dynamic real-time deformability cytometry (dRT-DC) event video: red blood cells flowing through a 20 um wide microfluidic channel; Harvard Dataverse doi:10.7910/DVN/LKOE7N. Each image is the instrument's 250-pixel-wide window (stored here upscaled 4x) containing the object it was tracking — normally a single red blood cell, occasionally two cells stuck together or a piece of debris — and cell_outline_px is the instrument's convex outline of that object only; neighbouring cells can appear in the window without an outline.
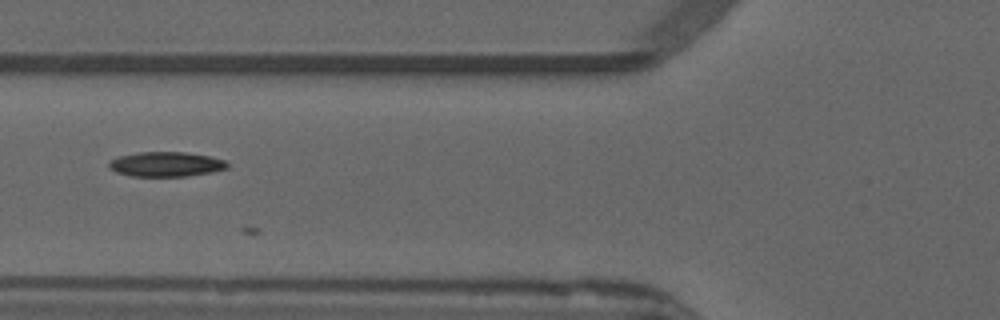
{"species": "common noctule bat (a hibernating species)", "species_latin": "Nyctalus noctula", "temperature_condition": "warm", "stored_images_in_passage": 17, "camera_frame_rate_fps": 3000, "um_per_image_px": 0.085, "animal": {"sex": "male", "forearm_length_mm": 52.5}, "frame": {"image": 1, "passage_image": 7, "time_ms": 2.0, "image_size_px": [1000, 320], "cell_outline_px": [[228, 168], [212, 172], [184, 176], [132, 176], [116, 172], [108, 168], [108, 160], [120, 156], [140, 152], [184, 152], [212, 156], [224, 160], [228, 164]], "centroid_in_image_um": [14.1, 13.95], "position_along_channel_um": 111.7, "area_um2": 17.11}}